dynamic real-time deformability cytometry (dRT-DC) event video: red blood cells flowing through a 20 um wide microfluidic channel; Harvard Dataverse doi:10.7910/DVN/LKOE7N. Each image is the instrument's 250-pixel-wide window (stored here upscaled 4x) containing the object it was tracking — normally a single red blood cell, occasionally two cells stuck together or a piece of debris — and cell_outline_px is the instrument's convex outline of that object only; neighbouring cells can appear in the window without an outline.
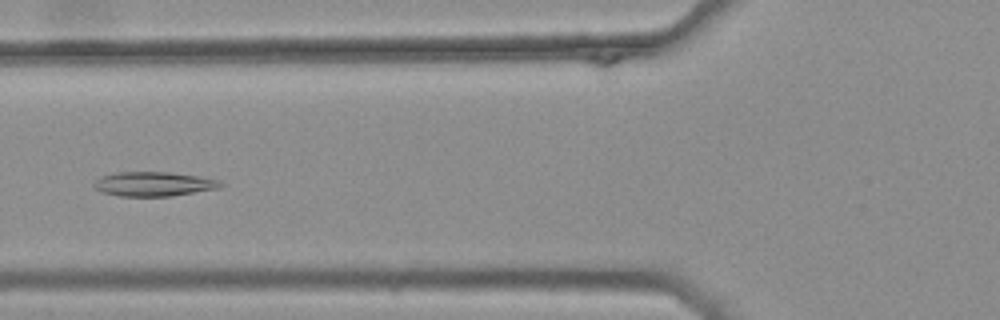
{"species": "common noctule bat (a hibernating species)", "species_latin": "Nyctalus noctula", "temperature_condition": "warm", "stored_images_in_passage": 32, "camera_frame_rate_fps": 3000, "um_per_image_px": 0.085, "animal": {"sex": "female", "body_mass_g": 25.1}, "frame": {"image": 1, "passage_image": 8, "time_ms": 2.333, "image_size_px": [1000, 320], "cell_outline_px": [[224, 184], [220, 188], [172, 196], [120, 196], [104, 192], [96, 188], [92, 184], [100, 176], [116, 172], [172, 172], [200, 176], [220, 180]], "centroid_in_image_um": [13.11, 15.63], "position_along_channel_um": 112.7, "area_um2": 18.09}}
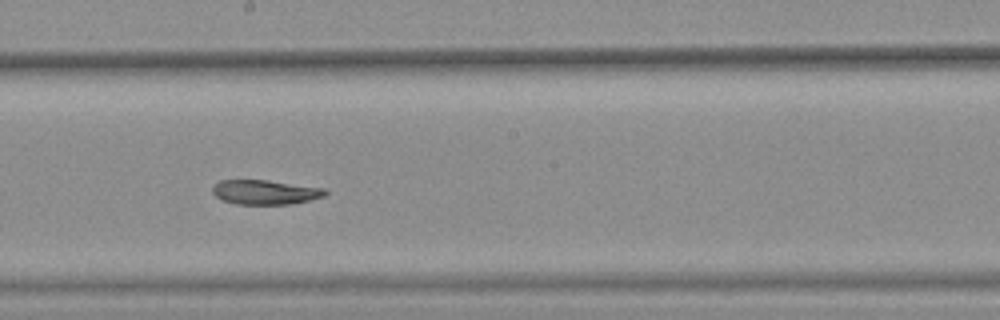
{"frame": {"image": 2, "passage_image": 17, "time_ms": 5.333, "image_size_px": [1000, 320], "cell_outline_px": [[328, 192], [324, 196], [308, 200], [288, 204], [236, 204], [220, 200], [212, 192], [212, 188], [220, 180], [268, 180], [324, 188]], "centroid_in_image_um": [22.51, 16.33], "position_along_channel_um": 225.7, "area_um2": 16.01}}
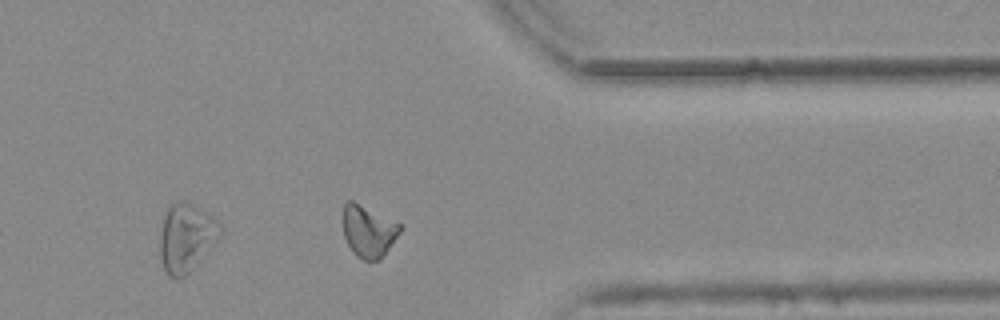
{"frame": {"image": 3, "passage_image": 30, "time_ms": 9.667, "image_size_px": [1000, 320], "cell_outline_px": [[220, 232], [216, 240], [200, 260], [184, 276], [176, 280], [168, 276], [164, 268], [160, 256], [160, 236], [164, 212], [168, 204], [184, 204], [204, 212], [216, 220]], "centroid_in_image_um": [15.75, 20.26], "position_along_channel_um": 395.6, "area_um2": 22.89}, "authors_computed_cell_mechanics": {"area_um2": 16.9932, "velocity_mm_per_s": 3.7738, "shape_relaxation_time_tau1_ms": null, "shape_relaxation_time_tau2_ms": 8.41, "deformation_change_tau1": null, "deformation_change_tau2": 0.1263}}